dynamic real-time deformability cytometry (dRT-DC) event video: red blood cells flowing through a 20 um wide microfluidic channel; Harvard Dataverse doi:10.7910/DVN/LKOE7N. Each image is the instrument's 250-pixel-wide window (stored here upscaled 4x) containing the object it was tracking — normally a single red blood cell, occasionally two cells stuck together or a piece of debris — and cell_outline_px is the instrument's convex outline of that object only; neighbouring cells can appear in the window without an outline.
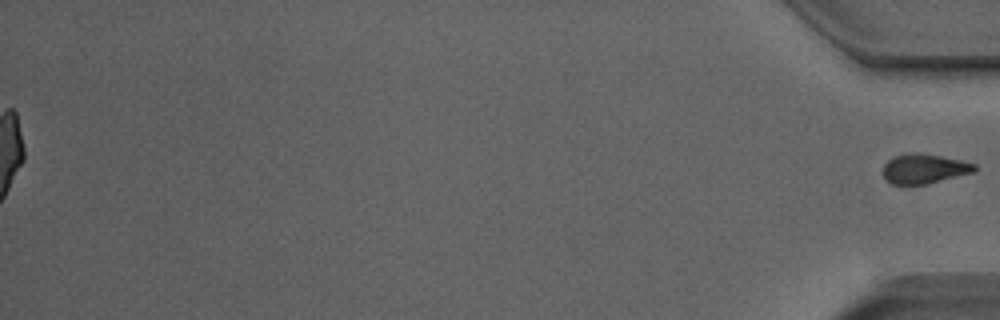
{"species": "Egyptian fruit bat (a non-hibernating species)", "species_latin": "Rousettus aegyptiacus", "temperature_condition": "room temperature", "stored_images_in_passage": 52, "segment_of_instrument_passage": [2, 2], "camera_frame_rate_fps": 3000, "um_per_image_px": 0.085, "animal": {"sex": "male"}, "frame": {"image": 1, "passage_image": 52, "time_ms": 17.0, "image_size_px": [1000, 320], "cell_outline_px": [[976, 172], [924, 184], [892, 184], [884, 176], [884, 164], [888, 160], [896, 156], [916, 152], [920, 152], [960, 160], [976, 164]], "centroid_in_image_um": [78.59, 14.33], "position_along_channel_um": 356.6, "area_um2": 15.55}}